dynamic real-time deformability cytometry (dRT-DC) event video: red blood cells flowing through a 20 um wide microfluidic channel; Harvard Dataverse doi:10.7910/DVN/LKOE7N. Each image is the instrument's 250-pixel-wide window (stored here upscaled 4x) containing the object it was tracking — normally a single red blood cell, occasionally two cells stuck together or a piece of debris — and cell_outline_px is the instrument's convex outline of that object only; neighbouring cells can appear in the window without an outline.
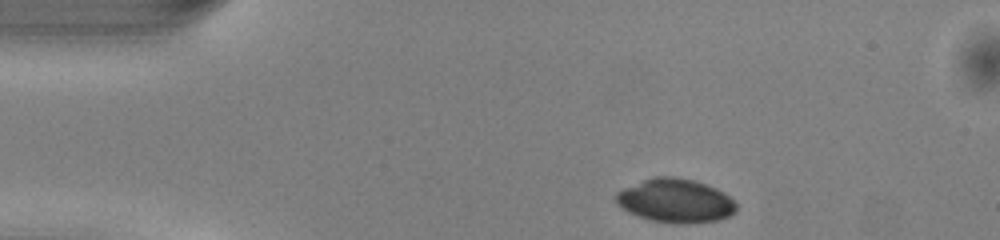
{"species": "common noctule bat (a hibernating species)", "species_latin": "Nyctalus noctula", "temperature_condition": "warm", "stored_images_in_passage": 42, "camera_frame_rate_fps": 3000, "um_per_image_px": 0.085, "animal": {"sex": "male", "body_mass_g": 13.0, "forearm_length_mm": 53.1}, "frame": {"image": 1, "passage_image": 1, "time_ms": 0.0, "image_size_px": [1000, 240], "cell_outline_px": [[736, 212], [728, 216], [716, 220], [652, 220], [628, 212], [616, 204], [616, 192], [624, 188], [652, 176], [672, 176], [696, 180], [716, 188], [724, 192], [736, 204]], "centroid_in_image_um": [57.38, 16.99], "position_along_channel_um": 27.6, "area_um2": 29.65}}
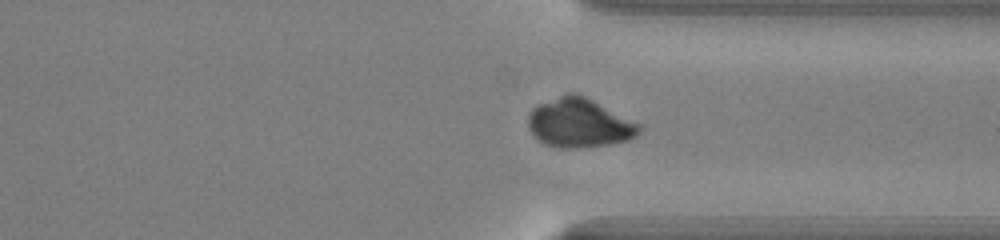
{"frame": {"image": 2, "passage_image": 30, "time_ms": 9.667, "image_size_px": [1000, 240], "cell_outline_px": [[644, 128], [636, 136], [628, 140], [608, 144], [572, 148], [560, 148], [544, 144], [532, 132], [528, 124], [528, 116], [532, 108], [540, 104], [568, 92], [576, 92], [640, 124]], "centroid_in_image_um": [49.25, 10.45], "position_along_channel_um": 362.1, "area_um2": 31.39}}
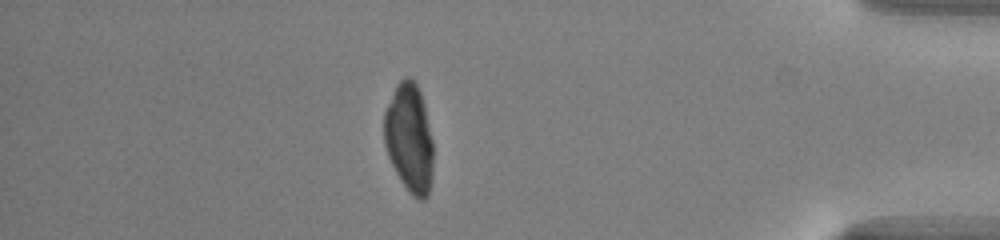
{"frame": {"image": 3, "passage_image": 36, "time_ms": 11.667, "image_size_px": [1000, 240], "cell_outline_px": [[432, 180], [428, 196], [424, 200], [420, 200], [412, 196], [408, 192], [400, 180], [388, 156], [384, 144], [384, 112], [396, 84], [404, 76], [408, 76], [416, 84], [420, 92], [424, 104], [432, 140]], "centroid_in_image_um": [34.78, 11.76], "position_along_channel_um": 400.4, "area_um2": 31.27}}